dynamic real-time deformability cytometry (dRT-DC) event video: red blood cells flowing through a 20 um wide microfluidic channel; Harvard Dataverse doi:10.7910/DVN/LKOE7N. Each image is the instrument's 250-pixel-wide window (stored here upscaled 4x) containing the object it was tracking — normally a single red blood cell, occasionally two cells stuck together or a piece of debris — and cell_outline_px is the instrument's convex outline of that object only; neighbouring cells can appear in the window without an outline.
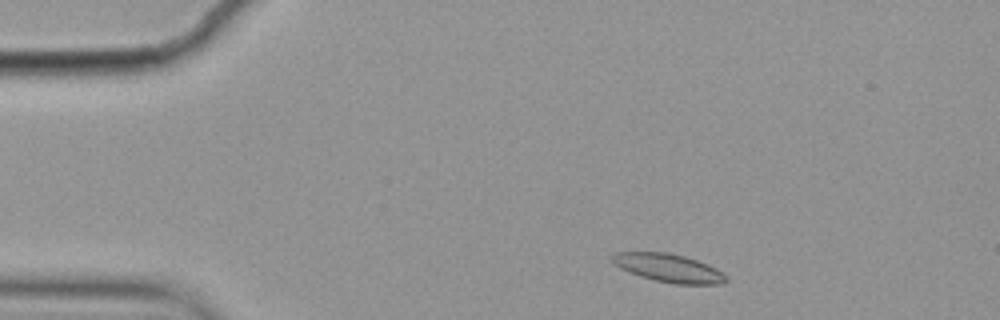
{"species": "common noctule bat (a hibernating species)", "species_latin": "Nyctalus noctula", "temperature_condition": "cold", "stored_images_in_passage": 3, "camera_frame_rate_fps": 3000, "um_per_image_px": 0.085, "animal": {"sex": "female", "body_mass_g": 19.9}, "frame": {"image": 1, "passage_image": 1, "time_ms": 0.0, "image_size_px": [1000, 320], "cell_outline_px": [[728, 280], [720, 284], [672, 284], [640, 276], [620, 268], [612, 260], [612, 256], [616, 252], [668, 252], [684, 256], [708, 264], [724, 272], [728, 276]], "centroid_in_image_um": [56.89, 22.78], "position_along_channel_um": 28.1, "area_um2": 18.73}}